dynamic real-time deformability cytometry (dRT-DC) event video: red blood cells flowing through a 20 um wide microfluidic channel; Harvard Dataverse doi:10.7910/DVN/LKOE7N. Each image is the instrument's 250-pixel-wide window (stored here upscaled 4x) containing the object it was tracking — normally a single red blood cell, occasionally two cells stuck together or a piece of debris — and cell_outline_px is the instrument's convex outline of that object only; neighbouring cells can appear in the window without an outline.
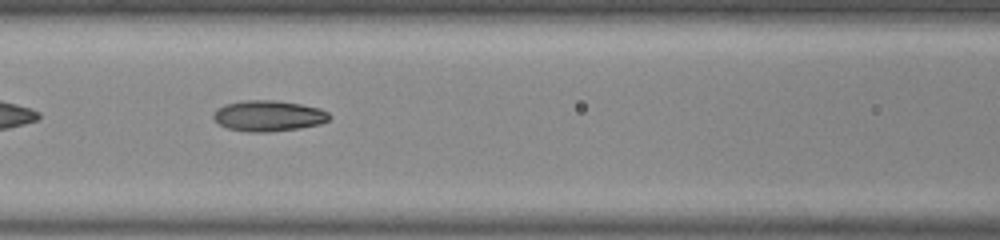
{"species": "common noctule bat (a hibernating species)", "species_latin": "Nyctalus noctula", "temperature_condition": "room temperature", "stored_images_in_passage": 34, "camera_frame_rate_fps": 3000, "um_per_image_px": 0.085, "animal": {"sex": "male", "body_mass_g": 20.0, "forearm_length_mm": 53.3}, "frame": {"image": 1, "passage_image": 6, "time_ms": 1.667, "image_size_px": [1000, 240], "cell_outline_px": [[332, 116], [328, 120], [320, 124], [300, 128], [268, 132], [248, 132], [228, 128], [220, 124], [212, 116], [216, 108], [224, 104], [244, 100], [276, 100], [300, 104], [320, 108], [328, 112]], "centroid_in_image_um": [22.82, 9.84], "position_along_channel_um": 143.8, "area_um2": 20.92}}